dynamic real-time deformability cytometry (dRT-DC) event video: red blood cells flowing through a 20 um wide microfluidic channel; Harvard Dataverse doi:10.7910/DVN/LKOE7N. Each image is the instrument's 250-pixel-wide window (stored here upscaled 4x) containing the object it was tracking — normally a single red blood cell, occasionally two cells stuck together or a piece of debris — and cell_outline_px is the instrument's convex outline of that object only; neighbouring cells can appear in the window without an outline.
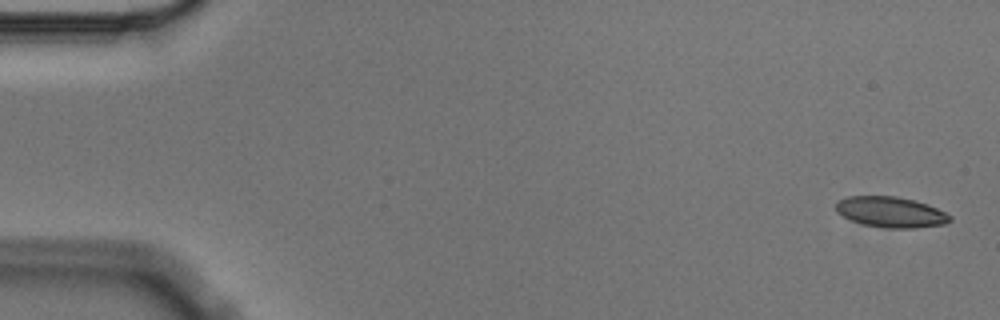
{"species": "Egyptian fruit bat (a non-hibernating species)", "species_latin": "Rousettus aegyptiacus", "temperature_condition": "cold", "stored_images_in_passage": 4, "camera_frame_rate_fps": 3000, "um_per_image_px": 0.085, "animal": {"sex": "male"}, "frame": {"image": 1, "passage_image": 1, "time_ms": 0.0, "image_size_px": [1000, 320], "cell_outline_px": [[952, 220], [944, 224], [916, 228], [888, 228], [864, 224], [852, 220], [836, 212], [836, 200], [848, 196], [896, 196], [928, 204], [952, 216]], "centroid_in_image_um": [75.71, 18.02], "position_along_channel_um": 9.3, "area_um2": 20.29}}
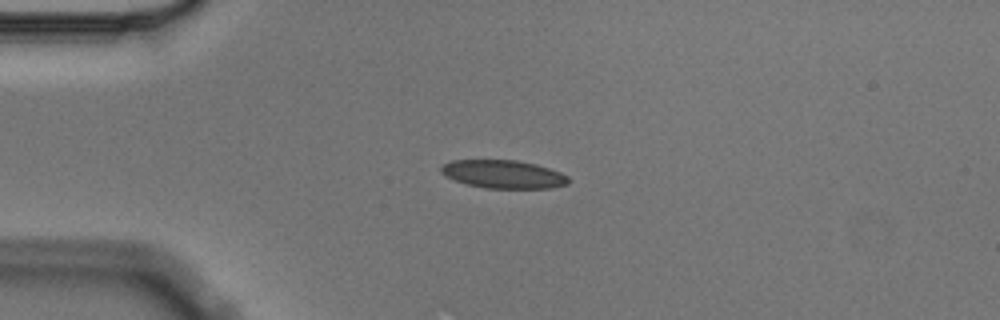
{"frame": {"image": 2, "passage_image": 4, "time_ms": 1.0, "image_size_px": [1000, 320], "cell_outline_px": [[568, 184], [552, 188], [484, 188], [468, 184], [444, 176], [440, 172], [440, 168], [444, 164], [452, 160], [516, 160], [536, 164], [560, 172], [568, 176]], "centroid_in_image_um": [42.78, 14.81], "position_along_channel_um": 42.2, "area_um2": 20.87}}